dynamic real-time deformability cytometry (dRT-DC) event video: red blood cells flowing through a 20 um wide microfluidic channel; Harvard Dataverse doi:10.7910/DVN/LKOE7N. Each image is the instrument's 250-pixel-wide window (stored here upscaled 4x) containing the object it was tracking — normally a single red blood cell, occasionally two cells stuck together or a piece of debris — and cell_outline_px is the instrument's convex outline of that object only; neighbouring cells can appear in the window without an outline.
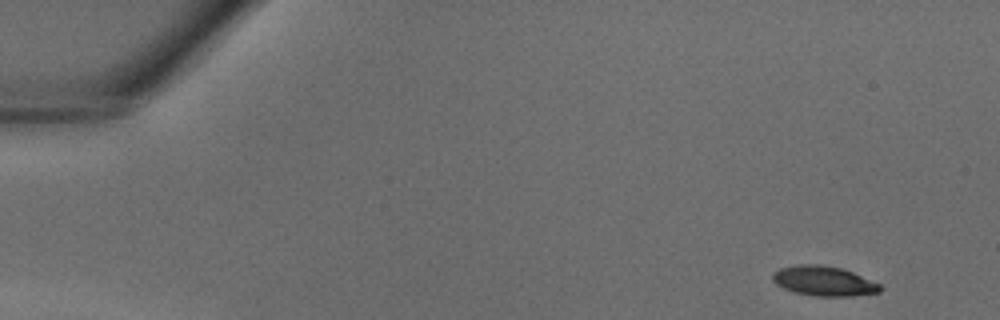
{"species": "common noctule bat (a hibernating species)", "species_latin": "Nyctalus noctula", "temperature_condition": "warm", "stored_images_in_passage": 11, "camera_frame_rate_fps": 3000, "um_per_image_px": 0.085, "animal": {"sex": "male", "body_mass_g": 18.8}, "frame": {"image": 1, "passage_image": 1, "time_ms": 0.0, "image_size_px": [1000, 320], "cell_outline_px": [[884, 288], [880, 292], [852, 296], [816, 296], [796, 292], [784, 288], [776, 284], [772, 280], [772, 272], [780, 268], [800, 264], [820, 264], [840, 268], [852, 272], [880, 284]], "centroid_in_image_um": [70.02, 23.88], "position_along_channel_um": 15.0, "area_um2": 18.61}}